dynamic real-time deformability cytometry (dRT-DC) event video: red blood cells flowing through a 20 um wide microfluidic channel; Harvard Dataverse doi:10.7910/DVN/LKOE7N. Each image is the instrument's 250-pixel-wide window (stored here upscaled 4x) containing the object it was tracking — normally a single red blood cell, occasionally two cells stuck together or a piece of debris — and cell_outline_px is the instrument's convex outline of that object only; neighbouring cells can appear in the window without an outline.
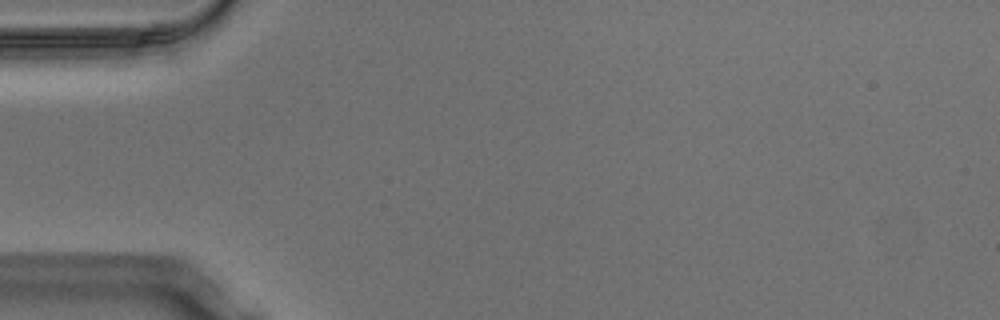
{"species": "Egyptian fruit bat (a non-hibernating species)", "species_latin": "Rousettus aegyptiacus", "temperature_condition": "warm", "stored_images_in_passage": 1, "camera_frame_rate_fps": 3000, "um_per_image_px": 0.085, "animal": {"sex": "male"}, "frame": {"image": 1, "passage_image": 1, "time_ms": 0.0, "image_size_px": [1000, 320], "cell_outline_px": [[288, 32], [244, 72], [232, 80], [224, 84], [208, 84], [208, 80], [228, 60], [244, 48], [284, 24], [288, 24]], "centroid_in_image_um": [21.03, 4.84], "position_along_channel_um": 64.0, "area_um2": 10.12}}